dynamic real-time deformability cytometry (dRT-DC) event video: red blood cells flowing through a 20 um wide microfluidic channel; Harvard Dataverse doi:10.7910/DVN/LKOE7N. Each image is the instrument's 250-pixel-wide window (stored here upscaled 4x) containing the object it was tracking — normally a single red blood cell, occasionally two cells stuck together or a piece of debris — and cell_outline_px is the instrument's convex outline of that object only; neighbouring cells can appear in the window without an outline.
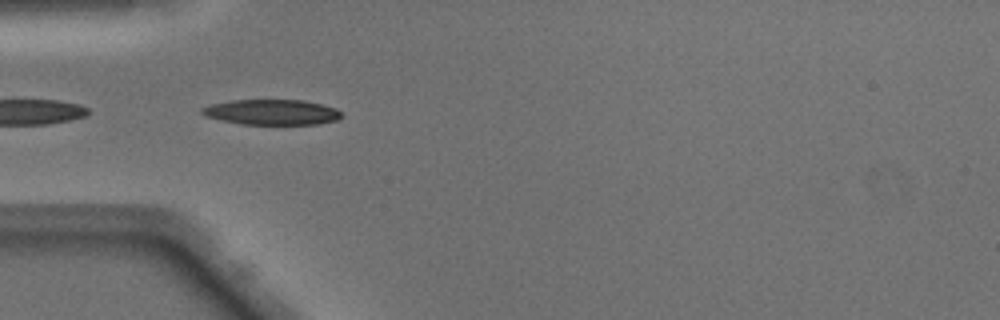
{"species": "Egyptian fruit bat (a non-hibernating species)", "species_latin": "Rousettus aegyptiacus", "temperature_condition": "warm", "stored_images_in_passage": 5, "camera_frame_rate_fps": 3000, "um_per_image_px": 0.085, "animal": {"sex": "male"}, "frame": {"image": 1, "passage_image": 3, "time_ms": 0.667, "image_size_px": [1000, 320], "cell_outline_px": [[344, 116], [336, 120], [316, 124], [244, 124], [220, 120], [208, 116], [200, 112], [200, 108], [212, 104], [232, 100], [304, 100], [336, 108]], "centroid_in_image_um": [23.11, 9.53], "position_along_channel_um": 61.9, "area_um2": 20.46}}